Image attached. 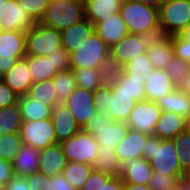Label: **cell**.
Returning a JSON list of instances; mask_svg holds the SVG:
<instances>
[{"label": "cell", "mask_w": 190, "mask_h": 190, "mask_svg": "<svg viewBox=\"0 0 190 190\" xmlns=\"http://www.w3.org/2000/svg\"><path fill=\"white\" fill-rule=\"evenodd\" d=\"M93 100L100 116L122 122H127L136 104L130 95L119 91V86L109 76L107 82L94 91Z\"/></svg>", "instance_id": "obj_1"}, {"label": "cell", "mask_w": 190, "mask_h": 190, "mask_svg": "<svg viewBox=\"0 0 190 190\" xmlns=\"http://www.w3.org/2000/svg\"><path fill=\"white\" fill-rule=\"evenodd\" d=\"M143 158L149 161L154 173L174 176L180 182L188 176L179 163L171 139L162 140L154 134L149 135L144 145Z\"/></svg>", "instance_id": "obj_2"}, {"label": "cell", "mask_w": 190, "mask_h": 190, "mask_svg": "<svg viewBox=\"0 0 190 190\" xmlns=\"http://www.w3.org/2000/svg\"><path fill=\"white\" fill-rule=\"evenodd\" d=\"M119 13L130 34L147 37L161 35L157 8L137 0H122Z\"/></svg>", "instance_id": "obj_3"}, {"label": "cell", "mask_w": 190, "mask_h": 190, "mask_svg": "<svg viewBox=\"0 0 190 190\" xmlns=\"http://www.w3.org/2000/svg\"><path fill=\"white\" fill-rule=\"evenodd\" d=\"M107 69L110 67V47L94 32L84 38L77 51L71 53V69Z\"/></svg>", "instance_id": "obj_4"}, {"label": "cell", "mask_w": 190, "mask_h": 190, "mask_svg": "<svg viewBox=\"0 0 190 190\" xmlns=\"http://www.w3.org/2000/svg\"><path fill=\"white\" fill-rule=\"evenodd\" d=\"M86 19L84 2L80 0L49 1L39 24L62 31Z\"/></svg>", "instance_id": "obj_5"}, {"label": "cell", "mask_w": 190, "mask_h": 190, "mask_svg": "<svg viewBox=\"0 0 190 190\" xmlns=\"http://www.w3.org/2000/svg\"><path fill=\"white\" fill-rule=\"evenodd\" d=\"M158 17L161 35H179L190 24V0H165Z\"/></svg>", "instance_id": "obj_6"}, {"label": "cell", "mask_w": 190, "mask_h": 190, "mask_svg": "<svg viewBox=\"0 0 190 190\" xmlns=\"http://www.w3.org/2000/svg\"><path fill=\"white\" fill-rule=\"evenodd\" d=\"M126 122L105 119L100 114H94L81 128L93 135L99 147L116 148L128 131Z\"/></svg>", "instance_id": "obj_7"}, {"label": "cell", "mask_w": 190, "mask_h": 190, "mask_svg": "<svg viewBox=\"0 0 190 190\" xmlns=\"http://www.w3.org/2000/svg\"><path fill=\"white\" fill-rule=\"evenodd\" d=\"M26 56H47L62 47L59 30L36 23L25 32Z\"/></svg>", "instance_id": "obj_8"}, {"label": "cell", "mask_w": 190, "mask_h": 190, "mask_svg": "<svg viewBox=\"0 0 190 190\" xmlns=\"http://www.w3.org/2000/svg\"><path fill=\"white\" fill-rule=\"evenodd\" d=\"M152 37L127 34L118 43L110 47L111 71L119 70L131 59L147 53L149 41Z\"/></svg>", "instance_id": "obj_9"}, {"label": "cell", "mask_w": 190, "mask_h": 190, "mask_svg": "<svg viewBox=\"0 0 190 190\" xmlns=\"http://www.w3.org/2000/svg\"><path fill=\"white\" fill-rule=\"evenodd\" d=\"M67 161L87 163L95 161L99 145L93 135L80 130L68 140L60 143Z\"/></svg>", "instance_id": "obj_10"}, {"label": "cell", "mask_w": 190, "mask_h": 190, "mask_svg": "<svg viewBox=\"0 0 190 190\" xmlns=\"http://www.w3.org/2000/svg\"><path fill=\"white\" fill-rule=\"evenodd\" d=\"M26 56L25 32L2 31L0 33V78L18 59Z\"/></svg>", "instance_id": "obj_11"}, {"label": "cell", "mask_w": 190, "mask_h": 190, "mask_svg": "<svg viewBox=\"0 0 190 190\" xmlns=\"http://www.w3.org/2000/svg\"><path fill=\"white\" fill-rule=\"evenodd\" d=\"M20 134L23 144L39 150L57 143L51 118L22 121Z\"/></svg>", "instance_id": "obj_12"}, {"label": "cell", "mask_w": 190, "mask_h": 190, "mask_svg": "<svg viewBox=\"0 0 190 190\" xmlns=\"http://www.w3.org/2000/svg\"><path fill=\"white\" fill-rule=\"evenodd\" d=\"M161 111V108L155 102L149 100L137 101L126 124L130 129L153 135Z\"/></svg>", "instance_id": "obj_13"}, {"label": "cell", "mask_w": 190, "mask_h": 190, "mask_svg": "<svg viewBox=\"0 0 190 190\" xmlns=\"http://www.w3.org/2000/svg\"><path fill=\"white\" fill-rule=\"evenodd\" d=\"M36 22L18 4L17 0H5L0 5V25L3 31L27 32Z\"/></svg>", "instance_id": "obj_14"}, {"label": "cell", "mask_w": 190, "mask_h": 190, "mask_svg": "<svg viewBox=\"0 0 190 190\" xmlns=\"http://www.w3.org/2000/svg\"><path fill=\"white\" fill-rule=\"evenodd\" d=\"M93 95V91L77 87L63 102L81 128L94 114H97Z\"/></svg>", "instance_id": "obj_15"}, {"label": "cell", "mask_w": 190, "mask_h": 190, "mask_svg": "<svg viewBox=\"0 0 190 190\" xmlns=\"http://www.w3.org/2000/svg\"><path fill=\"white\" fill-rule=\"evenodd\" d=\"M51 119L57 143L68 140L81 130L64 103H59L52 109Z\"/></svg>", "instance_id": "obj_16"}, {"label": "cell", "mask_w": 190, "mask_h": 190, "mask_svg": "<svg viewBox=\"0 0 190 190\" xmlns=\"http://www.w3.org/2000/svg\"><path fill=\"white\" fill-rule=\"evenodd\" d=\"M174 56L172 38L166 35L152 37L147 48V58L156 69L166 70Z\"/></svg>", "instance_id": "obj_17"}, {"label": "cell", "mask_w": 190, "mask_h": 190, "mask_svg": "<svg viewBox=\"0 0 190 190\" xmlns=\"http://www.w3.org/2000/svg\"><path fill=\"white\" fill-rule=\"evenodd\" d=\"M18 96L28 93L33 84L26 58L18 59L12 68L0 78Z\"/></svg>", "instance_id": "obj_18"}, {"label": "cell", "mask_w": 190, "mask_h": 190, "mask_svg": "<svg viewBox=\"0 0 190 190\" xmlns=\"http://www.w3.org/2000/svg\"><path fill=\"white\" fill-rule=\"evenodd\" d=\"M148 136V134L128 128L115 151L121 163L133 158H143L144 145Z\"/></svg>", "instance_id": "obj_19"}, {"label": "cell", "mask_w": 190, "mask_h": 190, "mask_svg": "<svg viewBox=\"0 0 190 190\" xmlns=\"http://www.w3.org/2000/svg\"><path fill=\"white\" fill-rule=\"evenodd\" d=\"M153 170L148 160L133 158L121 163L120 176L123 183L148 185Z\"/></svg>", "instance_id": "obj_20"}, {"label": "cell", "mask_w": 190, "mask_h": 190, "mask_svg": "<svg viewBox=\"0 0 190 190\" xmlns=\"http://www.w3.org/2000/svg\"><path fill=\"white\" fill-rule=\"evenodd\" d=\"M67 162L60 143L53 144L40 150L39 171L47 177L61 174Z\"/></svg>", "instance_id": "obj_21"}, {"label": "cell", "mask_w": 190, "mask_h": 190, "mask_svg": "<svg viewBox=\"0 0 190 190\" xmlns=\"http://www.w3.org/2000/svg\"><path fill=\"white\" fill-rule=\"evenodd\" d=\"M144 84L146 100L152 102L158 101L159 98H163L177 88L165 70L156 68L151 71Z\"/></svg>", "instance_id": "obj_22"}, {"label": "cell", "mask_w": 190, "mask_h": 190, "mask_svg": "<svg viewBox=\"0 0 190 190\" xmlns=\"http://www.w3.org/2000/svg\"><path fill=\"white\" fill-rule=\"evenodd\" d=\"M95 32L109 47L118 43L125 35L129 34L120 13L111 15L107 19L96 24Z\"/></svg>", "instance_id": "obj_23"}, {"label": "cell", "mask_w": 190, "mask_h": 190, "mask_svg": "<svg viewBox=\"0 0 190 190\" xmlns=\"http://www.w3.org/2000/svg\"><path fill=\"white\" fill-rule=\"evenodd\" d=\"M94 32L95 26L89 20H81L69 28L60 31L62 48L71 54L74 51H77L80 42L84 38L91 37Z\"/></svg>", "instance_id": "obj_24"}, {"label": "cell", "mask_w": 190, "mask_h": 190, "mask_svg": "<svg viewBox=\"0 0 190 190\" xmlns=\"http://www.w3.org/2000/svg\"><path fill=\"white\" fill-rule=\"evenodd\" d=\"M40 150L23 144L11 161L15 176L26 177L39 171Z\"/></svg>", "instance_id": "obj_25"}, {"label": "cell", "mask_w": 190, "mask_h": 190, "mask_svg": "<svg viewBox=\"0 0 190 190\" xmlns=\"http://www.w3.org/2000/svg\"><path fill=\"white\" fill-rule=\"evenodd\" d=\"M122 0H85V17L94 26L120 11Z\"/></svg>", "instance_id": "obj_26"}, {"label": "cell", "mask_w": 190, "mask_h": 190, "mask_svg": "<svg viewBox=\"0 0 190 190\" xmlns=\"http://www.w3.org/2000/svg\"><path fill=\"white\" fill-rule=\"evenodd\" d=\"M186 130L185 117L169 112L161 111L160 118L156 123L154 135L162 140L173 139L180 132Z\"/></svg>", "instance_id": "obj_27"}, {"label": "cell", "mask_w": 190, "mask_h": 190, "mask_svg": "<svg viewBox=\"0 0 190 190\" xmlns=\"http://www.w3.org/2000/svg\"><path fill=\"white\" fill-rule=\"evenodd\" d=\"M109 77L119 86V91L126 92L136 102L146 100L143 77L126 76L120 69L111 71Z\"/></svg>", "instance_id": "obj_28"}, {"label": "cell", "mask_w": 190, "mask_h": 190, "mask_svg": "<svg viewBox=\"0 0 190 190\" xmlns=\"http://www.w3.org/2000/svg\"><path fill=\"white\" fill-rule=\"evenodd\" d=\"M22 121H38L51 118L52 107L45 105L40 100H34L27 94L19 96L17 102Z\"/></svg>", "instance_id": "obj_29"}, {"label": "cell", "mask_w": 190, "mask_h": 190, "mask_svg": "<svg viewBox=\"0 0 190 190\" xmlns=\"http://www.w3.org/2000/svg\"><path fill=\"white\" fill-rule=\"evenodd\" d=\"M162 111H169L183 117L190 111V95L180 87L175 88L163 98L155 102Z\"/></svg>", "instance_id": "obj_30"}, {"label": "cell", "mask_w": 190, "mask_h": 190, "mask_svg": "<svg viewBox=\"0 0 190 190\" xmlns=\"http://www.w3.org/2000/svg\"><path fill=\"white\" fill-rule=\"evenodd\" d=\"M76 77L77 87L95 91L107 82V69H72Z\"/></svg>", "instance_id": "obj_31"}, {"label": "cell", "mask_w": 190, "mask_h": 190, "mask_svg": "<svg viewBox=\"0 0 190 190\" xmlns=\"http://www.w3.org/2000/svg\"><path fill=\"white\" fill-rule=\"evenodd\" d=\"M116 148L99 147L92 168L94 171H100L111 176L120 175L121 161L116 154Z\"/></svg>", "instance_id": "obj_32"}, {"label": "cell", "mask_w": 190, "mask_h": 190, "mask_svg": "<svg viewBox=\"0 0 190 190\" xmlns=\"http://www.w3.org/2000/svg\"><path fill=\"white\" fill-rule=\"evenodd\" d=\"M25 58L33 83L51 80L57 74V72L53 69L50 54L45 57L25 56Z\"/></svg>", "instance_id": "obj_33"}, {"label": "cell", "mask_w": 190, "mask_h": 190, "mask_svg": "<svg viewBox=\"0 0 190 190\" xmlns=\"http://www.w3.org/2000/svg\"><path fill=\"white\" fill-rule=\"evenodd\" d=\"M123 184L120 175L111 176L93 170L81 190H122Z\"/></svg>", "instance_id": "obj_34"}, {"label": "cell", "mask_w": 190, "mask_h": 190, "mask_svg": "<svg viewBox=\"0 0 190 190\" xmlns=\"http://www.w3.org/2000/svg\"><path fill=\"white\" fill-rule=\"evenodd\" d=\"M92 171L90 164L68 161L61 174L75 189L81 190Z\"/></svg>", "instance_id": "obj_35"}, {"label": "cell", "mask_w": 190, "mask_h": 190, "mask_svg": "<svg viewBox=\"0 0 190 190\" xmlns=\"http://www.w3.org/2000/svg\"><path fill=\"white\" fill-rule=\"evenodd\" d=\"M22 117L18 104L0 108V135L20 132Z\"/></svg>", "instance_id": "obj_36"}, {"label": "cell", "mask_w": 190, "mask_h": 190, "mask_svg": "<svg viewBox=\"0 0 190 190\" xmlns=\"http://www.w3.org/2000/svg\"><path fill=\"white\" fill-rule=\"evenodd\" d=\"M27 95L34 100H40L45 105L54 108L60 102L57 99L53 80L34 82L28 90Z\"/></svg>", "instance_id": "obj_37"}, {"label": "cell", "mask_w": 190, "mask_h": 190, "mask_svg": "<svg viewBox=\"0 0 190 190\" xmlns=\"http://www.w3.org/2000/svg\"><path fill=\"white\" fill-rule=\"evenodd\" d=\"M57 94V99L60 103H63L69 95L77 88L76 77L74 72L60 71L52 78Z\"/></svg>", "instance_id": "obj_38"}, {"label": "cell", "mask_w": 190, "mask_h": 190, "mask_svg": "<svg viewBox=\"0 0 190 190\" xmlns=\"http://www.w3.org/2000/svg\"><path fill=\"white\" fill-rule=\"evenodd\" d=\"M175 145L177 158L183 171L190 175V131L180 132L176 137L171 139Z\"/></svg>", "instance_id": "obj_39"}, {"label": "cell", "mask_w": 190, "mask_h": 190, "mask_svg": "<svg viewBox=\"0 0 190 190\" xmlns=\"http://www.w3.org/2000/svg\"><path fill=\"white\" fill-rule=\"evenodd\" d=\"M153 69L154 67L147 58V53L131 59L120 68L126 76L143 77L144 80H147Z\"/></svg>", "instance_id": "obj_40"}, {"label": "cell", "mask_w": 190, "mask_h": 190, "mask_svg": "<svg viewBox=\"0 0 190 190\" xmlns=\"http://www.w3.org/2000/svg\"><path fill=\"white\" fill-rule=\"evenodd\" d=\"M22 145L20 132L0 135V158L12 161Z\"/></svg>", "instance_id": "obj_41"}, {"label": "cell", "mask_w": 190, "mask_h": 190, "mask_svg": "<svg viewBox=\"0 0 190 190\" xmlns=\"http://www.w3.org/2000/svg\"><path fill=\"white\" fill-rule=\"evenodd\" d=\"M165 71L174 85L180 87L190 72V63L174 55L166 65Z\"/></svg>", "instance_id": "obj_42"}, {"label": "cell", "mask_w": 190, "mask_h": 190, "mask_svg": "<svg viewBox=\"0 0 190 190\" xmlns=\"http://www.w3.org/2000/svg\"><path fill=\"white\" fill-rule=\"evenodd\" d=\"M172 38L174 55L190 63V24L179 34Z\"/></svg>", "instance_id": "obj_43"}, {"label": "cell", "mask_w": 190, "mask_h": 190, "mask_svg": "<svg viewBox=\"0 0 190 190\" xmlns=\"http://www.w3.org/2000/svg\"><path fill=\"white\" fill-rule=\"evenodd\" d=\"M181 182L174 176L152 173L148 186L151 190H176Z\"/></svg>", "instance_id": "obj_44"}, {"label": "cell", "mask_w": 190, "mask_h": 190, "mask_svg": "<svg viewBox=\"0 0 190 190\" xmlns=\"http://www.w3.org/2000/svg\"><path fill=\"white\" fill-rule=\"evenodd\" d=\"M18 4L38 23L48 5V0H17Z\"/></svg>", "instance_id": "obj_45"}, {"label": "cell", "mask_w": 190, "mask_h": 190, "mask_svg": "<svg viewBox=\"0 0 190 190\" xmlns=\"http://www.w3.org/2000/svg\"><path fill=\"white\" fill-rule=\"evenodd\" d=\"M53 69L56 72L71 70V54L62 47L53 50L50 54Z\"/></svg>", "instance_id": "obj_46"}, {"label": "cell", "mask_w": 190, "mask_h": 190, "mask_svg": "<svg viewBox=\"0 0 190 190\" xmlns=\"http://www.w3.org/2000/svg\"><path fill=\"white\" fill-rule=\"evenodd\" d=\"M31 190H52V177H47L40 171L26 176Z\"/></svg>", "instance_id": "obj_47"}, {"label": "cell", "mask_w": 190, "mask_h": 190, "mask_svg": "<svg viewBox=\"0 0 190 190\" xmlns=\"http://www.w3.org/2000/svg\"><path fill=\"white\" fill-rule=\"evenodd\" d=\"M19 96L0 79V108L16 104Z\"/></svg>", "instance_id": "obj_48"}, {"label": "cell", "mask_w": 190, "mask_h": 190, "mask_svg": "<svg viewBox=\"0 0 190 190\" xmlns=\"http://www.w3.org/2000/svg\"><path fill=\"white\" fill-rule=\"evenodd\" d=\"M14 176L11 161L0 158V183L7 185Z\"/></svg>", "instance_id": "obj_49"}, {"label": "cell", "mask_w": 190, "mask_h": 190, "mask_svg": "<svg viewBox=\"0 0 190 190\" xmlns=\"http://www.w3.org/2000/svg\"><path fill=\"white\" fill-rule=\"evenodd\" d=\"M5 190H31L26 177L14 176L13 179L5 185Z\"/></svg>", "instance_id": "obj_50"}, {"label": "cell", "mask_w": 190, "mask_h": 190, "mask_svg": "<svg viewBox=\"0 0 190 190\" xmlns=\"http://www.w3.org/2000/svg\"><path fill=\"white\" fill-rule=\"evenodd\" d=\"M52 190H77L75 189L62 174L52 176Z\"/></svg>", "instance_id": "obj_51"}, {"label": "cell", "mask_w": 190, "mask_h": 190, "mask_svg": "<svg viewBox=\"0 0 190 190\" xmlns=\"http://www.w3.org/2000/svg\"><path fill=\"white\" fill-rule=\"evenodd\" d=\"M122 190H151L148 185L124 183Z\"/></svg>", "instance_id": "obj_52"}, {"label": "cell", "mask_w": 190, "mask_h": 190, "mask_svg": "<svg viewBox=\"0 0 190 190\" xmlns=\"http://www.w3.org/2000/svg\"><path fill=\"white\" fill-rule=\"evenodd\" d=\"M137 1L158 9L165 0H137Z\"/></svg>", "instance_id": "obj_53"}, {"label": "cell", "mask_w": 190, "mask_h": 190, "mask_svg": "<svg viewBox=\"0 0 190 190\" xmlns=\"http://www.w3.org/2000/svg\"><path fill=\"white\" fill-rule=\"evenodd\" d=\"M180 88L188 93L190 95V72L188 74V76L185 78V80L183 81V83L181 84Z\"/></svg>", "instance_id": "obj_54"}, {"label": "cell", "mask_w": 190, "mask_h": 190, "mask_svg": "<svg viewBox=\"0 0 190 190\" xmlns=\"http://www.w3.org/2000/svg\"><path fill=\"white\" fill-rule=\"evenodd\" d=\"M181 190H190V175L181 181Z\"/></svg>", "instance_id": "obj_55"}, {"label": "cell", "mask_w": 190, "mask_h": 190, "mask_svg": "<svg viewBox=\"0 0 190 190\" xmlns=\"http://www.w3.org/2000/svg\"><path fill=\"white\" fill-rule=\"evenodd\" d=\"M186 130L190 131V111L185 116Z\"/></svg>", "instance_id": "obj_56"}, {"label": "cell", "mask_w": 190, "mask_h": 190, "mask_svg": "<svg viewBox=\"0 0 190 190\" xmlns=\"http://www.w3.org/2000/svg\"><path fill=\"white\" fill-rule=\"evenodd\" d=\"M0 190H5V185L0 183Z\"/></svg>", "instance_id": "obj_57"}, {"label": "cell", "mask_w": 190, "mask_h": 190, "mask_svg": "<svg viewBox=\"0 0 190 190\" xmlns=\"http://www.w3.org/2000/svg\"><path fill=\"white\" fill-rule=\"evenodd\" d=\"M3 31L2 26L0 25V33Z\"/></svg>", "instance_id": "obj_58"}]
</instances>
